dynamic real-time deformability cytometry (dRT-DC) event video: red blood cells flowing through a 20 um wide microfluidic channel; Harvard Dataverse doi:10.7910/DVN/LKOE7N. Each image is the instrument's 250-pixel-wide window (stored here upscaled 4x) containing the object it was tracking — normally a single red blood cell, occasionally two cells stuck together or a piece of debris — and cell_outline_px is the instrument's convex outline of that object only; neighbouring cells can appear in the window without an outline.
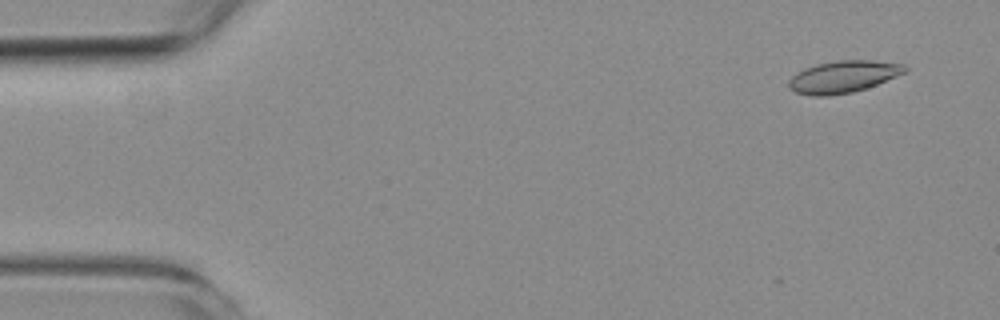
{"species": "common noctule bat (a hibernating species)", "species_latin": "Nyctalus noctula", "temperature_condition": "room temperature", "stored_images_in_passage": 15, "camera_frame_rate_fps": 3000, "um_per_image_px": 0.085, "animal": {"sex": "female", "body_mass_g": 19.3, "forearm_length_mm": 54.1}, "frame": {"image": 1, "passage_image": 4, "time_ms": 1.0, "image_size_px": [1000, 320], "cell_outline_px": [[908, 72], [876, 84], [852, 92], [828, 96], [812, 96], [796, 92], [788, 88], [788, 80], [792, 76], [804, 68], [816, 64], [836, 60], [872, 60], [904, 64], [908, 68]], "centroid_in_image_um": [71.67, 6.51], "position_along_channel_um": 13.3, "area_um2": 21.73}}
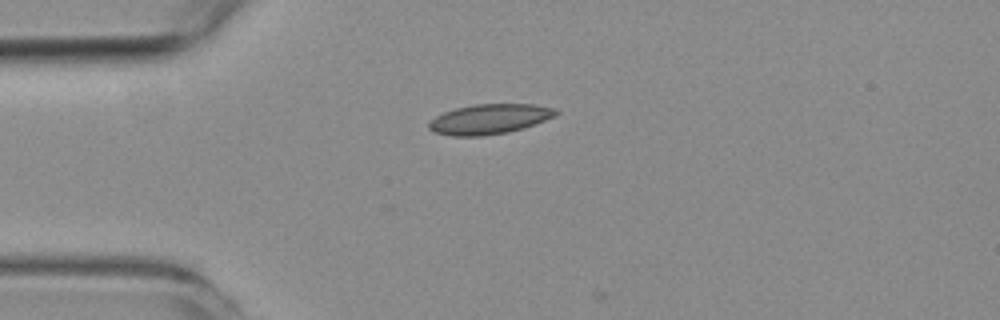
{"frame": {"image": 2, "passage_image": 14, "time_ms": 4.333, "image_size_px": [1000, 320], "cell_outline_px": [[560, 112], [556, 116], [524, 128], [508, 132], [484, 136], [452, 136], [432, 132], [428, 128], [428, 124], [436, 116], [444, 112], [456, 108], [472, 104], [532, 104], [556, 108]], "centroid_in_image_um": [41.62, 10.12], "position_along_channel_um": 43.4, "area_um2": 22.37}}